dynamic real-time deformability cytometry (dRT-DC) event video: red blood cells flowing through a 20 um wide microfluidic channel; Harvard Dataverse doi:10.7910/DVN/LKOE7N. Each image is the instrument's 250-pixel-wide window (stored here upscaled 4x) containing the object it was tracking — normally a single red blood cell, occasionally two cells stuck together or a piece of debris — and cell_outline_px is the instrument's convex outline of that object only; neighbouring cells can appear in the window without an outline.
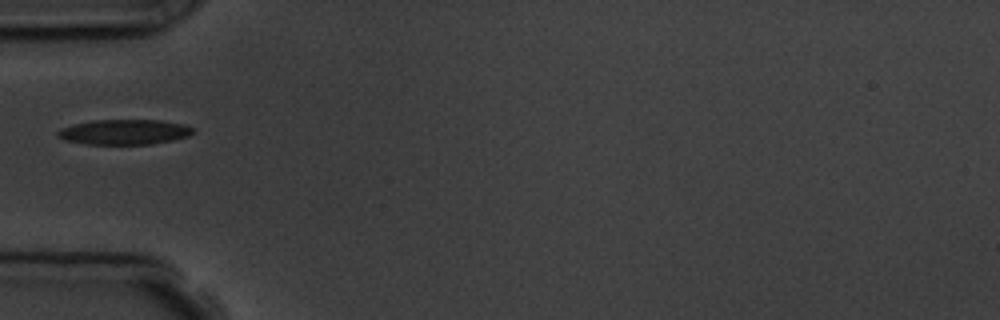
{"species": "common noctule bat (a hibernating species)", "species_latin": "Nyctalus noctula", "temperature_condition": "room temperature", "stored_images_in_passage": 2, "camera_frame_rate_fps": 3000, "um_per_image_px": 0.085, "animal": {"sex": "male", "body_mass_g": 19.5, "forearm_length_mm": 54.6}, "frame": {"image": 1, "passage_image": 1, "time_ms": 0.0, "image_size_px": [1000, 320], "cell_outline_px": [[196, 132], [188, 136], [172, 140], [152, 144], [84, 144], [64, 140], [56, 136], [56, 132], [60, 128], [72, 124], [96, 120], [160, 120], [184, 124], [196, 128]], "centroid_in_image_um": [10.57, 11.22], "position_along_channel_um": 74.4, "area_um2": 20.06}}